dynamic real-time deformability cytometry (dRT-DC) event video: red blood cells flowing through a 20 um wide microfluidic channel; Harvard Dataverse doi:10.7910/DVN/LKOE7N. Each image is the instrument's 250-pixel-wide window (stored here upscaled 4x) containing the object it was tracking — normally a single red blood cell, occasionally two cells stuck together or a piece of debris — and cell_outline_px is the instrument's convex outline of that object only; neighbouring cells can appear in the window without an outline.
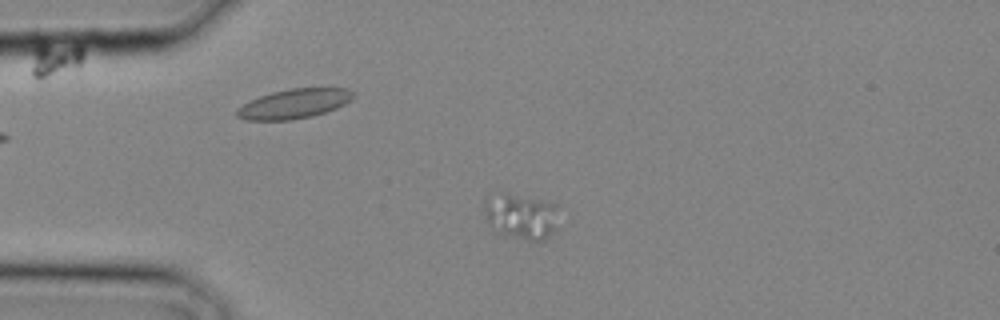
{"species": "common noctule bat (a hibernating species)", "species_latin": "Nyctalus noctula", "temperature_condition": "cold", "stored_images_in_passage": 19, "camera_frame_rate_fps": 3000, "um_per_image_px": 0.085, "animal": {"sex": "male", "body_mass_g": 20.4}, "frame": {"image": 1, "passage_image": 6, "time_ms": 1.667, "image_size_px": [1000, 320], "cell_outline_px": [[556, 228], [544, 240], [528, 240], [504, 232], [488, 220], [484, 208], [484, 200], [504, 192], [548, 200], [556, 204]], "centroid_in_image_um": [44.36, 18.32], "position_along_channel_um": 40.6, "area_um2": 18.96}}
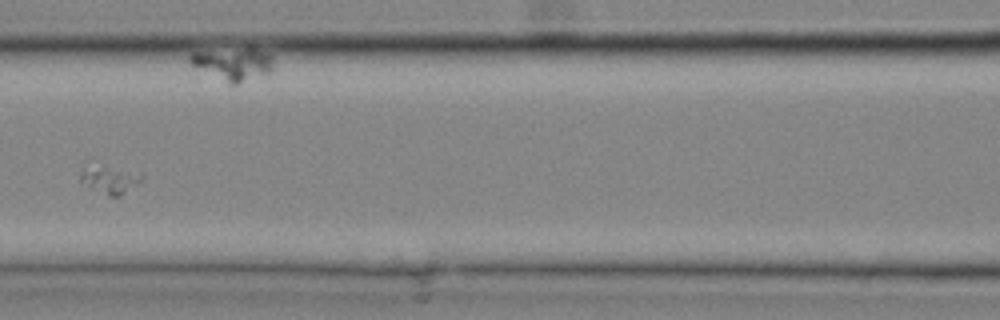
{"frame": {"image": 2, "passage_image": 13, "time_ms": 4.0, "image_size_px": [1000, 320], "cell_outline_px": [[144, 176], [140, 180], [116, 196], [108, 196], [92, 188], [80, 180], [80, 176], [84, 160], [92, 156]], "centroid_in_image_um": [9.13, 15.03], "position_along_channel_um": 157.5, "area_um2": 10.87}}
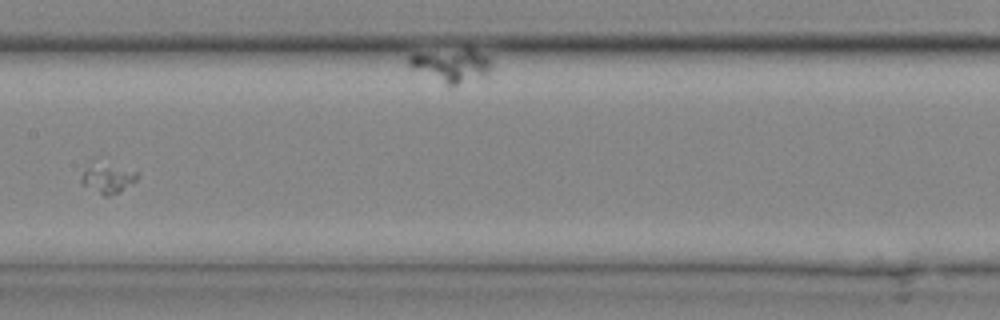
{"frame": {"image": 3, "passage_image": 15, "time_ms": 4.667, "image_size_px": [1000, 320], "cell_outline_px": [[136, 180], [120, 192], [108, 196], [104, 196], [80, 184], [80, 180], [88, 160], [92, 156], [136, 172]], "centroid_in_image_um": [9.03, 15.05], "position_along_channel_um": 198.4, "area_um2": 10.4}}